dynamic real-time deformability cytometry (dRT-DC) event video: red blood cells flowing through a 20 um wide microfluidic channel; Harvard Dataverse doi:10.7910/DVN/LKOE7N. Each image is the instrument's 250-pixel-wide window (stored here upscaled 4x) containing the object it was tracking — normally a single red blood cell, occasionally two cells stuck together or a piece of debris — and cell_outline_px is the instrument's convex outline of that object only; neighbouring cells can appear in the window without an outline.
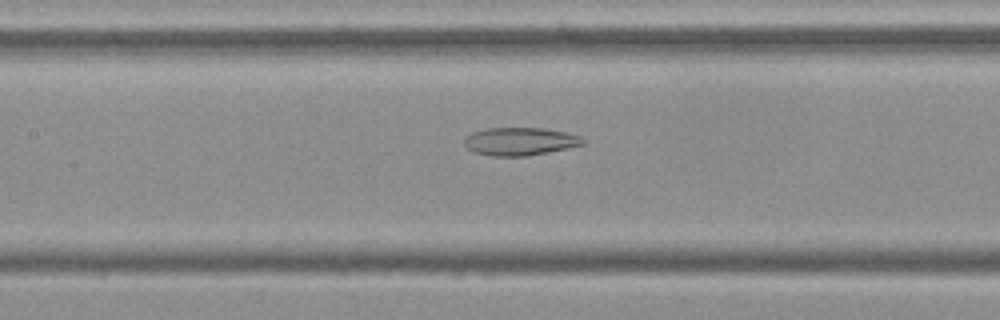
{"species": "Egyptian fruit bat (a non-hibernating species)", "species_latin": "Rousettus aegyptiacus", "temperature_condition": "cold", "stored_images_in_passage": 38, "camera_frame_rate_fps": 3000, "um_per_image_px": 0.085, "frame": {"image": 1, "passage_image": 19, "time_ms": 6.0, "image_size_px": [1000, 320], "cell_outline_px": [[588, 144], [548, 152], [524, 156], [492, 156], [472, 152], [464, 144], [464, 140], [472, 132], [488, 128], [544, 128], [568, 132], [580, 136], [588, 140]], "centroid_in_image_um": [44.27, 12.02], "position_along_channel_um": 163.1, "area_um2": 19.54}}
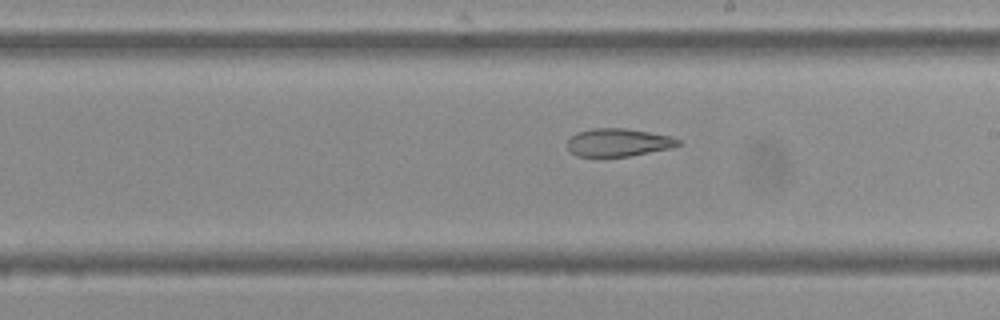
{"frame": {"image": 2, "passage_image": 25, "time_ms": 8.0, "image_size_px": [1000, 320], "cell_outline_px": [[680, 144], [672, 148], [628, 156], [576, 156], [568, 148], [568, 140], [576, 132], [592, 128], [624, 128], [672, 136], [680, 140]], "centroid_in_image_um": [52.56, 12.1], "position_along_channel_um": 236.4, "area_um2": 17.92}}
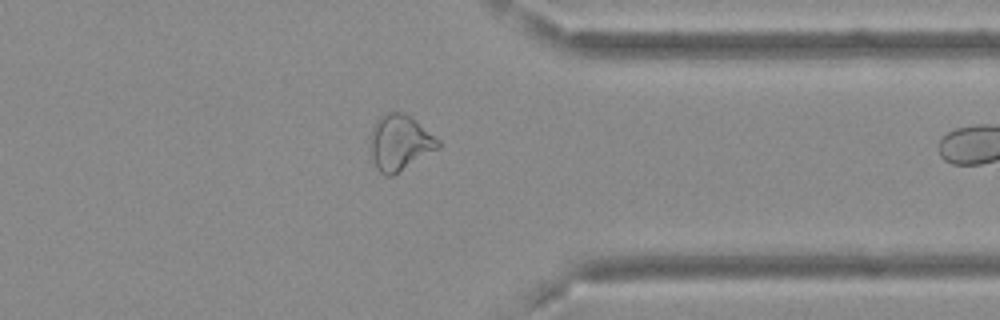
{"frame": {"image": 3, "passage_image": 37, "time_ms": 12.0, "image_size_px": [1000, 320], "cell_outline_px": [[440, 148], [392, 176], [384, 176], [376, 168], [372, 156], [368, 136], [376, 120], [380, 116], [396, 108], [412, 116], [440, 140]], "centroid_in_image_um": [33.97, 12.08], "position_along_channel_um": 377.4, "area_um2": 22.6}}